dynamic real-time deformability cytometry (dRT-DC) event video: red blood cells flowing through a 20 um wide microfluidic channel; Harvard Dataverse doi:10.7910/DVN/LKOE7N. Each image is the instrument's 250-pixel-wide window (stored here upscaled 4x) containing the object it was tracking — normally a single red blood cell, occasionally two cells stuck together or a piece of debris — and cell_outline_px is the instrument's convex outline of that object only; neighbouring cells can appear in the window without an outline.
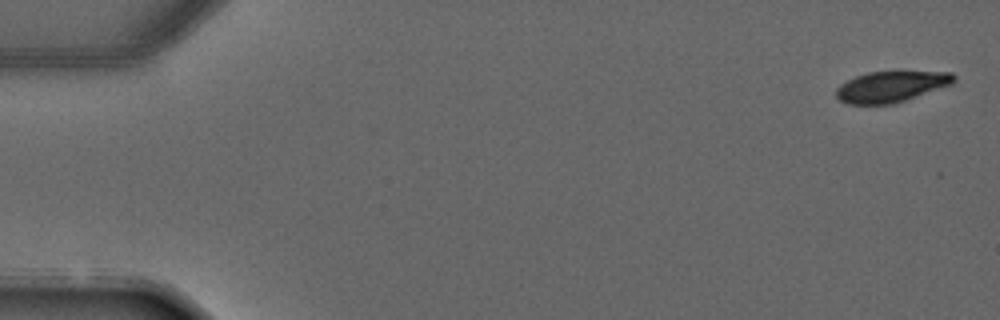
{"species": "common noctule bat (a hibernating species)", "species_latin": "Nyctalus noctula", "temperature_condition": "warm", "stored_images_in_passage": 4, "camera_frame_rate_fps": 3000, "um_per_image_px": 0.085, "animal": {"sex": "male", "forearm_length_mm": 52.5}, "frame": {"image": 1, "passage_image": 1, "time_ms": 0.0, "image_size_px": [1000, 320], "cell_outline_px": [[956, 80], [952, 84], [892, 104], [848, 104], [840, 100], [836, 96], [836, 88], [840, 84], [856, 76], [868, 72], [952, 72], [956, 76]], "centroid_in_image_um": [75.73, 7.36], "position_along_channel_um": 9.3, "area_um2": 20.92}}
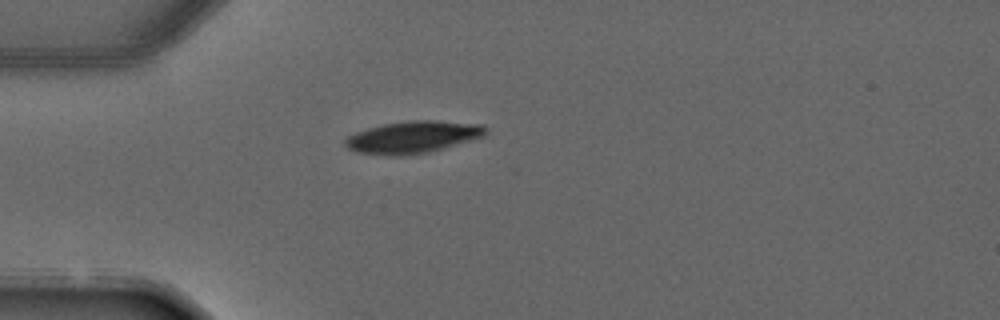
{"frame": {"image": 2, "passage_image": 4, "time_ms": 3.667, "image_size_px": [1000, 320], "cell_outline_px": [[488, 132], [484, 136], [428, 152], [400, 156], [388, 156], [356, 152], [348, 148], [344, 144], [344, 140], [348, 136], [356, 132], [368, 128], [384, 124], [408, 120], [436, 120], [484, 124], [488, 128]], "centroid_in_image_um": [35.1, 11.64], "position_along_channel_um": 49.9, "area_um2": 26.36}}